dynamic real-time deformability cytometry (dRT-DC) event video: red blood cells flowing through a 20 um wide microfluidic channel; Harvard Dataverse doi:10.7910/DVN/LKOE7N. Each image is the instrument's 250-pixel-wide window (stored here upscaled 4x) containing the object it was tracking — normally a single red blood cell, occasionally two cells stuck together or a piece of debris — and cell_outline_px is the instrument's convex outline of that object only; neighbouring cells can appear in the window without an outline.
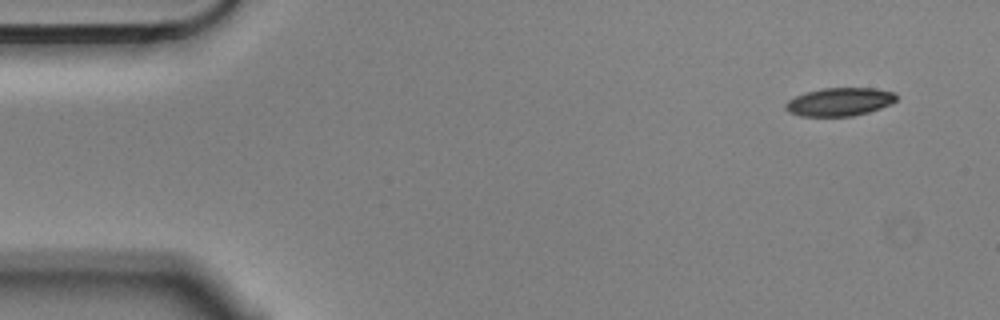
{"species": "Egyptian fruit bat (a non-hibernating species)", "species_latin": "Rousettus aegyptiacus", "temperature_condition": "cold", "stored_images_in_passage": 3, "camera_frame_rate_fps": 3000, "um_per_image_px": 0.085, "animal": {"sex": "male"}, "frame": {"image": 1, "passage_image": 1, "time_ms": 0.0, "image_size_px": [1000, 320], "cell_outline_px": [[896, 100], [880, 108], [868, 112], [852, 116], [800, 116], [788, 112], [784, 108], [784, 104], [788, 100], [804, 92], [824, 88], [876, 88], [892, 92], [896, 96]], "centroid_in_image_um": [71.3, 8.65], "position_along_channel_um": 13.7, "area_um2": 18.15}}